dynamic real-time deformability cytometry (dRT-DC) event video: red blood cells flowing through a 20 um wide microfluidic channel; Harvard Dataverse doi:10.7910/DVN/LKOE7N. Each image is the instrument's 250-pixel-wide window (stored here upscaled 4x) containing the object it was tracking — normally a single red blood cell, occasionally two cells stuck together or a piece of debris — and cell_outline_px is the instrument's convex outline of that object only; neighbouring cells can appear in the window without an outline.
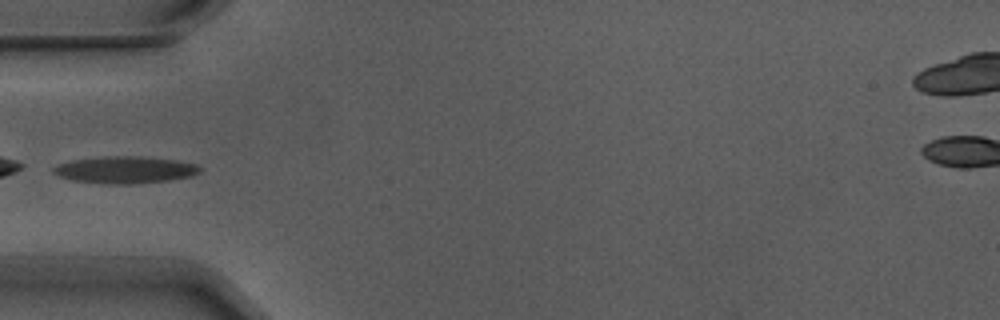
{"species": "Egyptian fruit bat (a non-hibernating species)", "species_latin": "Rousettus aegyptiacus", "temperature_condition": "warm", "stored_images_in_passage": 5, "camera_frame_rate_fps": 3000, "um_per_image_px": 0.085, "animal": {"sex": "male"}, "frame": {"image": 1, "passage_image": 5, "time_ms": 1.333, "image_size_px": [1000, 320], "cell_outline_px": [[200, 172], [192, 176], [168, 180], [132, 184], [108, 184], [72, 180], [60, 176], [52, 172], [52, 168], [56, 164], [72, 160], [108, 156], [140, 156], [176, 160], [196, 164], [200, 168]], "centroid_in_image_um": [10.61, 14.43], "position_along_channel_um": 74.4, "area_um2": 23.0}}